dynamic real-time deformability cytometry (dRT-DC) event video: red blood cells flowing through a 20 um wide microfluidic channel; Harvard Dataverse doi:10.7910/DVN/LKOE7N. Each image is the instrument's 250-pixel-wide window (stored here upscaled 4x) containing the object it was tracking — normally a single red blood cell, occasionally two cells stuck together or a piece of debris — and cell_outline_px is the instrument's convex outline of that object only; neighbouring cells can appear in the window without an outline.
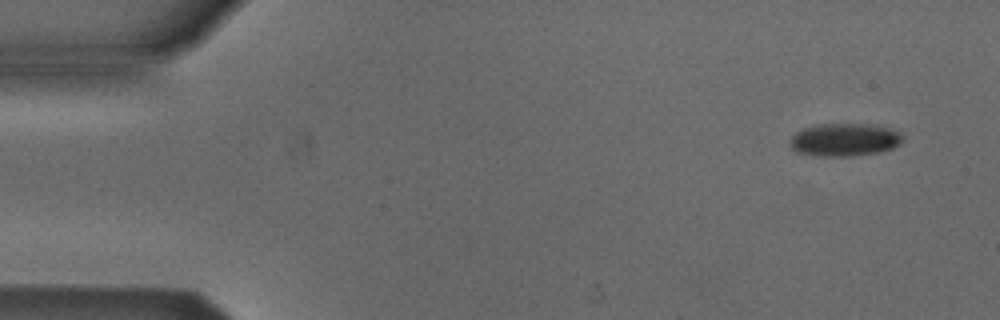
{"species": "Egyptian fruit bat (a non-hibernating species)", "species_latin": "Rousettus aegyptiacus", "temperature_condition": "cold", "stored_images_in_passage": 50, "camera_frame_rate_fps": 3000, "um_per_image_px": 0.085, "animal": {"sex": "male"}, "frame": {"image": 1, "passage_image": 1, "time_ms": 0.0, "image_size_px": [1000, 320], "cell_outline_px": [[904, 140], [900, 144], [892, 148], [876, 152], [848, 156], [820, 156], [796, 152], [792, 148], [792, 136], [796, 132], [804, 128], [824, 124], [864, 124], [892, 128], [900, 132], [904, 136]], "centroid_in_image_um": [71.83, 11.87], "position_along_channel_um": 13.2, "area_um2": 21.33}}
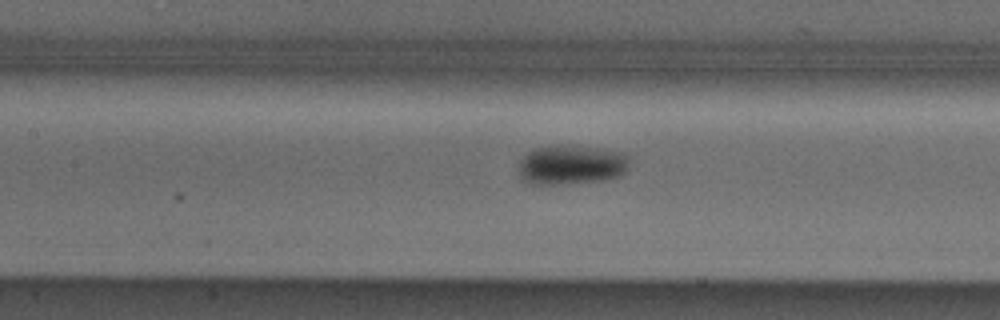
{"frame": {"image": 2, "passage_image": 21, "time_ms": 6.667, "image_size_px": [1000, 320], "cell_outline_px": [[628, 168], [620, 176], [604, 180], [564, 184], [532, 184], [524, 180], [520, 176], [520, 160], [532, 148], [552, 144], [576, 144], [624, 152], [628, 156]], "centroid_in_image_um": [48.57, 13.97], "position_along_channel_um": 158.8, "area_um2": 26.13}}
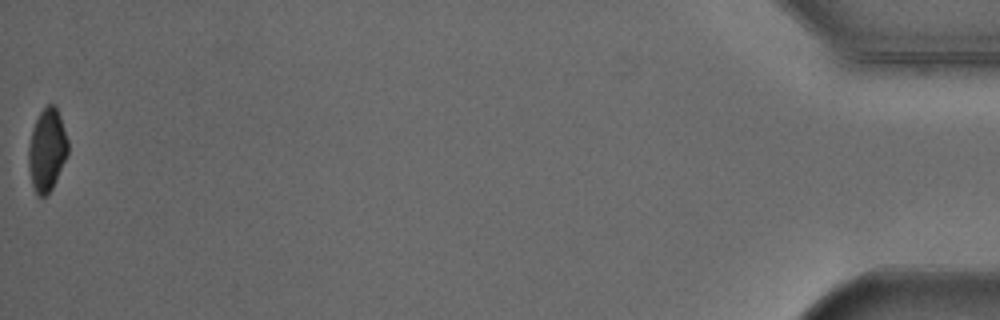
{"frame": {"image": 3, "passage_image": 50, "time_ms": 16.333, "image_size_px": [1000, 320], "cell_outline_px": [[68, 152], [56, 180], [52, 188], [44, 196], [36, 196], [32, 184], [28, 168], [28, 148], [32, 128], [40, 112], [48, 104], [56, 104], [68, 140]], "centroid_in_image_um": [3.98, 12.73], "position_along_channel_um": 431.2, "area_um2": 18.96}, "authors_computed_cell_mechanics": {"area_um2": 22.3686, "velocity_mm_per_s": 3.8953, "shape_relaxation_time_tau1_ms": 2.3596, "shape_relaxation_time_tau2_ms": null, "deformation_change_tau1": 0.0759, "deformation_change_tau2": null}}